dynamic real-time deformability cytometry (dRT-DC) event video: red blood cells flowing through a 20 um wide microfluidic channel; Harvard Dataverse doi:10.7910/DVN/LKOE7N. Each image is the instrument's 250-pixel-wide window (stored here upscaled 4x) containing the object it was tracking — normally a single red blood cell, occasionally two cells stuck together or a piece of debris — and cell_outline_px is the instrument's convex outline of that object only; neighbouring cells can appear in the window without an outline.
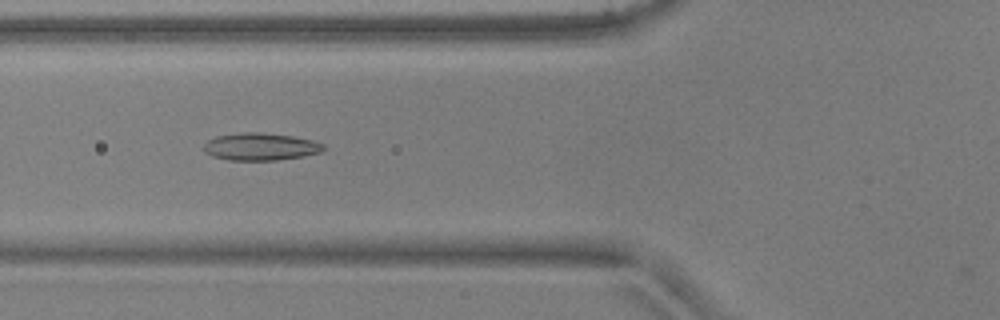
{"species": "common noctule bat (a hibernating species)", "species_latin": "Nyctalus noctula", "temperature_condition": "warm", "stored_images_in_passage": 50, "camera_frame_rate_fps": 3000, "um_per_image_px": 0.085, "animal": {"sex": "male", "body_mass_g": 17.9, "forearm_length_mm": 54.2}, "frame": {"image": 1, "passage_image": 20, "time_ms": 6.333, "image_size_px": [1000, 320], "cell_outline_px": [[324, 148], [320, 152], [304, 156], [276, 160], [228, 160], [212, 156], [204, 152], [204, 144], [208, 140], [216, 136], [244, 132], [260, 132], [292, 136], [312, 140], [324, 144]], "centroid_in_image_um": [22.12, 12.47], "position_along_channel_um": 103.7, "area_um2": 19.07}}
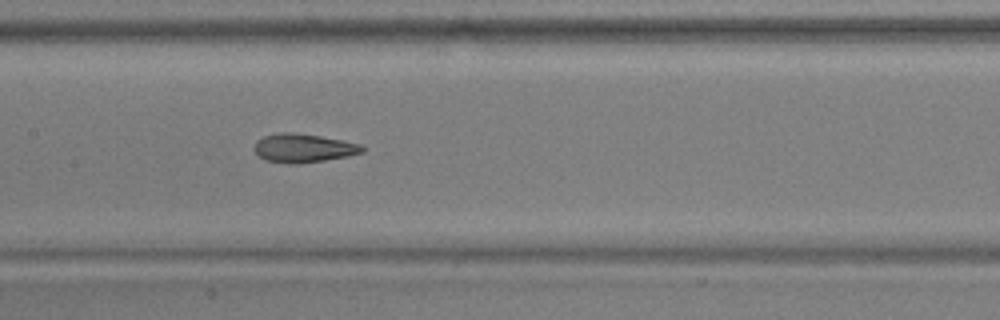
{"frame": {"image": 2, "passage_image": 26, "time_ms": 8.333, "image_size_px": [1000, 320], "cell_outline_px": [[364, 152], [348, 156], [324, 160], [296, 164], [288, 164], [264, 160], [252, 148], [256, 140], [264, 136], [280, 132], [292, 132], [320, 136], [360, 144], [364, 148]], "centroid_in_image_um": [25.74, 12.59], "position_along_channel_um": 181.7, "area_um2": 18.03}}
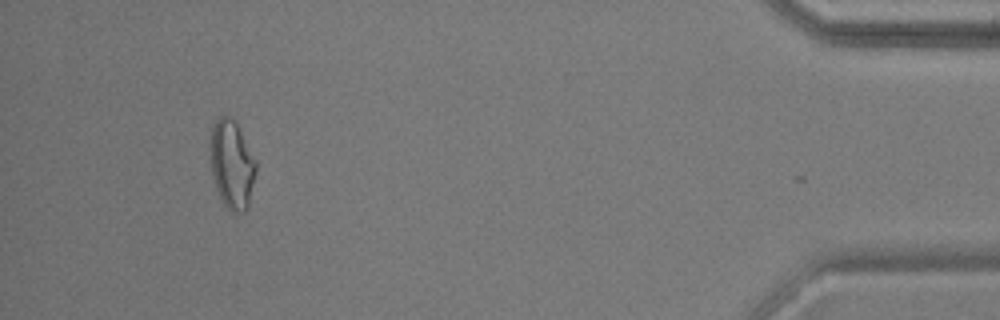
{"frame": {"image": 3, "passage_image": 49, "time_ms": 16.0, "image_size_px": [1000, 320], "cell_outline_px": [[256, 172], [248, 208], [244, 212], [236, 216], [224, 204], [216, 188], [212, 172], [212, 128], [216, 120], [220, 116], [232, 116], [236, 120], [256, 160]], "centroid_in_image_um": [19.76, 14.0], "position_along_channel_um": 415.4, "area_um2": 23.47}, "authors_computed_cell_mechanics": {"area_um2": 19.1318, "velocity_mm_per_s": 3.8722, "shape_relaxation_time_tau1_ms": null, "shape_relaxation_time_tau2_ms": 1.7148, "deformation_change_tau1": null, "deformation_change_tau2": 0.0877}}